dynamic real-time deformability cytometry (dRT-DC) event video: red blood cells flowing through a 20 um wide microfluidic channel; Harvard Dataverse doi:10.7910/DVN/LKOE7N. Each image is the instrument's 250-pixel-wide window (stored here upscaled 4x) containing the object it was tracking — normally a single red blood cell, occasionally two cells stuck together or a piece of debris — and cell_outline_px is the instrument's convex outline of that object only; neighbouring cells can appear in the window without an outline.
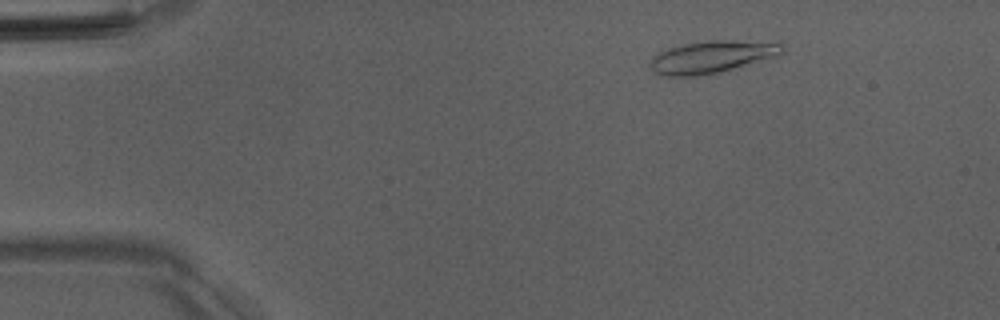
{"species": "Egyptian fruit bat (a non-hibernating species)", "species_latin": "Rousettus aegyptiacus", "temperature_condition": "room temperature", "stored_images_in_passage": 11, "camera_frame_rate_fps": 3000, "um_per_image_px": 0.085, "animal": {"sex": "male"}, "frame": {"image": 1, "passage_image": 1, "time_ms": 0.0, "image_size_px": [1000, 320], "cell_outline_px": [[784, 48], [780, 52], [732, 68], [716, 72], [696, 76], [668, 76], [656, 72], [648, 68], [648, 64], [652, 56], [668, 48], [684, 44], [712, 40], [780, 40], [784, 44]], "centroid_in_image_um": [60.46, 4.79], "position_along_channel_um": 24.5, "area_um2": 24.45}}